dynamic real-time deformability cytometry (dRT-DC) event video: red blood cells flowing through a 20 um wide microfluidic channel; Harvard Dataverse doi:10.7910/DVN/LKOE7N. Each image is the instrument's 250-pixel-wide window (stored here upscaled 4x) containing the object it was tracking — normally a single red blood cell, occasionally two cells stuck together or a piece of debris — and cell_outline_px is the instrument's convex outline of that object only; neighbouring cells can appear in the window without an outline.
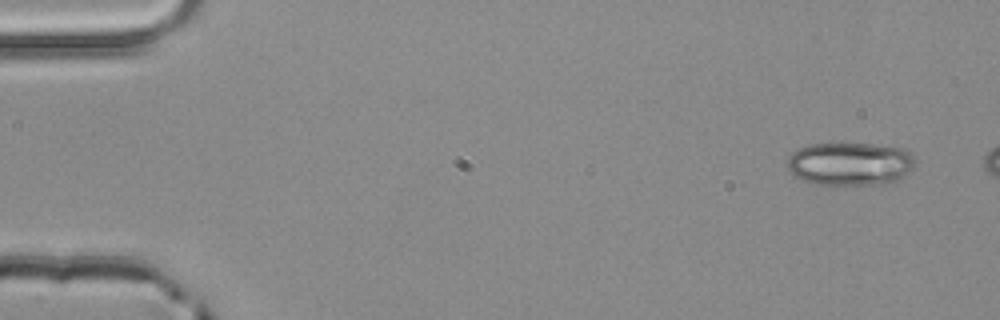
{"species": "common noctule bat (a hibernating species)", "species_latin": "Nyctalus noctula", "temperature_condition": "room temperature", "stored_images_in_passage": 3, "camera_frame_rate_fps": 3000, "um_per_image_px": 0.085, "animal": {"sex": "male", "body_mass_g": 20.4}, "frame": {"image": 1, "passage_image": 1, "time_ms": 0.0, "image_size_px": [1000, 320], "cell_outline_px": [[916, 164], [904, 180], [892, 184], [816, 184], [792, 176], [788, 172], [788, 156], [796, 148], [808, 144], [840, 140], [904, 148], [912, 152], [916, 160]], "centroid_in_image_um": [72.29, 13.88], "position_along_channel_um": 12.7, "area_um2": 33.93}}